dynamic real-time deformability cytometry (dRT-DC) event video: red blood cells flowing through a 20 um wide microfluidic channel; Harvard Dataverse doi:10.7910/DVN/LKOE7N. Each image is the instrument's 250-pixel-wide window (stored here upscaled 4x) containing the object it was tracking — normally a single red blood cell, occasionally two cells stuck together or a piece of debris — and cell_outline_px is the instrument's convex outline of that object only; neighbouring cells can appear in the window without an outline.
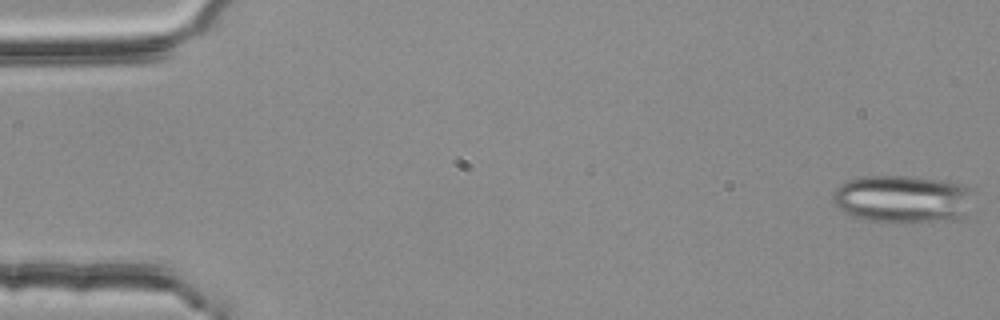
{"species": "common noctule bat (a hibernating species)", "species_latin": "Nyctalus noctula", "temperature_condition": "room temperature", "stored_images_in_passage": 3, "camera_frame_rate_fps": 3000, "um_per_image_px": 0.085, "animal": {"sex": "female", "body_mass_g": 25.1}, "frame": {"image": 1, "passage_image": 1, "time_ms": 0.0, "image_size_px": [1000, 320], "cell_outline_px": [[972, 192], [960, 220], [900, 224], [884, 224], [864, 220], [852, 216], [840, 208], [832, 200], [832, 192], [840, 184], [848, 180], [860, 176], [912, 176], [940, 180], [960, 184], [972, 188]], "centroid_in_image_um": [76.66, 16.95], "position_along_channel_um": 8.3, "area_um2": 39.77}}